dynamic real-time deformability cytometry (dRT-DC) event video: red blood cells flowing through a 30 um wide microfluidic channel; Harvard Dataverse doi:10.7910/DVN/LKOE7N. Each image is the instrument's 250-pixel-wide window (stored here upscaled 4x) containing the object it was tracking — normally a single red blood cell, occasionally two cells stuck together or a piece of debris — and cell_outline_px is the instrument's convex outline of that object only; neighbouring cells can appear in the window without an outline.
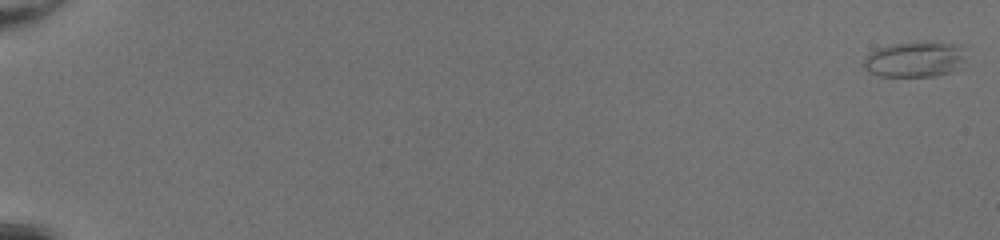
{"species": "common noctule bat (a hibernating species)", "species_latin": "Nyctalus noctula", "temperature_condition": "room temperature", "stored_images_in_passage": 17, "camera_frame_rate_fps": 3000, "um_per_image_px": 0.085, "animal": {"sex": "female", "body_mass_g": 20.0, "forearm_length_mm": 54.0}, "frame": {"image": 1, "passage_image": 1, "time_ms": 0.0, "image_size_px": [1000, 240], "cell_outline_px": [[964, 68], [952, 72], [936, 76], [880, 76], [868, 72], [864, 68], [864, 60], [868, 52], [876, 48], [888, 44], [916, 40], [932, 40], [960, 44], [964, 48]], "centroid_in_image_um": [77.81, 5.0], "position_along_channel_um": 7.2, "area_um2": 22.37}}